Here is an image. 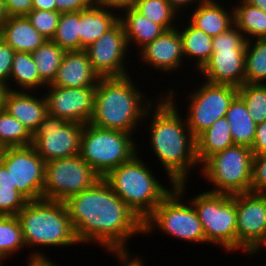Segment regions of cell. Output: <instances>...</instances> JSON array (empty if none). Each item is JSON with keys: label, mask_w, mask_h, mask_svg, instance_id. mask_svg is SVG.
<instances>
[{"label": "cell", "mask_w": 266, "mask_h": 266, "mask_svg": "<svg viewBox=\"0 0 266 266\" xmlns=\"http://www.w3.org/2000/svg\"><path fill=\"white\" fill-rule=\"evenodd\" d=\"M64 203L76 237L83 246L128 248L134 235H144L143 221L103 178Z\"/></svg>", "instance_id": "cell-1"}, {"label": "cell", "mask_w": 266, "mask_h": 266, "mask_svg": "<svg viewBox=\"0 0 266 266\" xmlns=\"http://www.w3.org/2000/svg\"><path fill=\"white\" fill-rule=\"evenodd\" d=\"M169 88L157 94L158 99L146 112L143 126L147 125L145 128L148 130L145 131L150 132L147 137H150L149 148L163 167L169 187H175L178 183L190 181L189 174L196 168L200 170V165L196 157L195 138L177 106L178 93Z\"/></svg>", "instance_id": "cell-2"}, {"label": "cell", "mask_w": 266, "mask_h": 266, "mask_svg": "<svg viewBox=\"0 0 266 266\" xmlns=\"http://www.w3.org/2000/svg\"><path fill=\"white\" fill-rule=\"evenodd\" d=\"M130 75L101 77L98 80L90 124L134 135L138 129L143 128L141 126L146 112L158 98L149 99V93L146 95V91L142 92L136 81H133L136 78Z\"/></svg>", "instance_id": "cell-3"}, {"label": "cell", "mask_w": 266, "mask_h": 266, "mask_svg": "<svg viewBox=\"0 0 266 266\" xmlns=\"http://www.w3.org/2000/svg\"><path fill=\"white\" fill-rule=\"evenodd\" d=\"M17 217L21 224L26 248H31V253L29 250V256H26L28 261L50 259L42 247L46 249L50 246L65 248L81 245L64 202L47 199L28 201L18 212ZM40 246L43 250L38 249Z\"/></svg>", "instance_id": "cell-4"}, {"label": "cell", "mask_w": 266, "mask_h": 266, "mask_svg": "<svg viewBox=\"0 0 266 266\" xmlns=\"http://www.w3.org/2000/svg\"><path fill=\"white\" fill-rule=\"evenodd\" d=\"M140 152L119 167L110 170L103 179L114 193L144 221L156 206L173 190L153 175V167L140 157ZM142 157V158H141Z\"/></svg>", "instance_id": "cell-5"}, {"label": "cell", "mask_w": 266, "mask_h": 266, "mask_svg": "<svg viewBox=\"0 0 266 266\" xmlns=\"http://www.w3.org/2000/svg\"><path fill=\"white\" fill-rule=\"evenodd\" d=\"M187 182L176 184L173 190L143 221V234L160 233L179 241L207 244L202 224L193 204L186 200ZM186 190V191H185ZM184 199L186 202H184ZM155 231V232H154Z\"/></svg>", "instance_id": "cell-6"}, {"label": "cell", "mask_w": 266, "mask_h": 266, "mask_svg": "<svg viewBox=\"0 0 266 266\" xmlns=\"http://www.w3.org/2000/svg\"><path fill=\"white\" fill-rule=\"evenodd\" d=\"M134 134L84 124L79 155L103 178L110 170L130 160L140 150ZM136 141V143H135Z\"/></svg>", "instance_id": "cell-7"}, {"label": "cell", "mask_w": 266, "mask_h": 266, "mask_svg": "<svg viewBox=\"0 0 266 266\" xmlns=\"http://www.w3.org/2000/svg\"><path fill=\"white\" fill-rule=\"evenodd\" d=\"M253 157L250 147L234 144L210 156L198 174L208 185H214L209 192L230 195L251 192Z\"/></svg>", "instance_id": "cell-8"}, {"label": "cell", "mask_w": 266, "mask_h": 266, "mask_svg": "<svg viewBox=\"0 0 266 266\" xmlns=\"http://www.w3.org/2000/svg\"><path fill=\"white\" fill-rule=\"evenodd\" d=\"M194 196L187 199L197 212L207 244L223 248L226 254L236 252L237 212L232 195L201 191Z\"/></svg>", "instance_id": "cell-9"}, {"label": "cell", "mask_w": 266, "mask_h": 266, "mask_svg": "<svg viewBox=\"0 0 266 266\" xmlns=\"http://www.w3.org/2000/svg\"><path fill=\"white\" fill-rule=\"evenodd\" d=\"M246 45L245 36L235 25L213 37V54L196 77L213 84L239 88L245 78Z\"/></svg>", "instance_id": "cell-10"}, {"label": "cell", "mask_w": 266, "mask_h": 266, "mask_svg": "<svg viewBox=\"0 0 266 266\" xmlns=\"http://www.w3.org/2000/svg\"><path fill=\"white\" fill-rule=\"evenodd\" d=\"M200 81L203 82L196 85L195 91L192 89L186 94L188 109L183 114L195 139L219 118L225 117L238 95V88L234 86L213 84L201 78Z\"/></svg>", "instance_id": "cell-11"}, {"label": "cell", "mask_w": 266, "mask_h": 266, "mask_svg": "<svg viewBox=\"0 0 266 266\" xmlns=\"http://www.w3.org/2000/svg\"><path fill=\"white\" fill-rule=\"evenodd\" d=\"M100 178L79 154L47 161L42 199L64 202L90 188Z\"/></svg>", "instance_id": "cell-12"}, {"label": "cell", "mask_w": 266, "mask_h": 266, "mask_svg": "<svg viewBox=\"0 0 266 266\" xmlns=\"http://www.w3.org/2000/svg\"><path fill=\"white\" fill-rule=\"evenodd\" d=\"M232 198L237 212L236 252L249 258L260 255L266 246V194L247 192Z\"/></svg>", "instance_id": "cell-13"}, {"label": "cell", "mask_w": 266, "mask_h": 266, "mask_svg": "<svg viewBox=\"0 0 266 266\" xmlns=\"http://www.w3.org/2000/svg\"><path fill=\"white\" fill-rule=\"evenodd\" d=\"M0 161L10 172L13 189L28 201L42 199L45 161L32 145L4 148Z\"/></svg>", "instance_id": "cell-14"}, {"label": "cell", "mask_w": 266, "mask_h": 266, "mask_svg": "<svg viewBox=\"0 0 266 266\" xmlns=\"http://www.w3.org/2000/svg\"><path fill=\"white\" fill-rule=\"evenodd\" d=\"M84 124L47 114L33 135L32 146L45 162L79 154Z\"/></svg>", "instance_id": "cell-15"}, {"label": "cell", "mask_w": 266, "mask_h": 266, "mask_svg": "<svg viewBox=\"0 0 266 266\" xmlns=\"http://www.w3.org/2000/svg\"><path fill=\"white\" fill-rule=\"evenodd\" d=\"M84 50L93 70L100 78L122 77L131 73L127 62H130L128 54H131V50L128 48L125 30L120 20Z\"/></svg>", "instance_id": "cell-16"}, {"label": "cell", "mask_w": 266, "mask_h": 266, "mask_svg": "<svg viewBox=\"0 0 266 266\" xmlns=\"http://www.w3.org/2000/svg\"><path fill=\"white\" fill-rule=\"evenodd\" d=\"M46 88L44 96L48 114L79 124L90 123L94 113L96 86Z\"/></svg>", "instance_id": "cell-17"}, {"label": "cell", "mask_w": 266, "mask_h": 266, "mask_svg": "<svg viewBox=\"0 0 266 266\" xmlns=\"http://www.w3.org/2000/svg\"><path fill=\"white\" fill-rule=\"evenodd\" d=\"M137 53V56H139L138 64L143 63L148 68L151 67L154 71H159V73L165 72L168 74V72L178 73L179 71L182 74L180 71L186 64L184 62L182 40L177 27L164 31Z\"/></svg>", "instance_id": "cell-18"}, {"label": "cell", "mask_w": 266, "mask_h": 266, "mask_svg": "<svg viewBox=\"0 0 266 266\" xmlns=\"http://www.w3.org/2000/svg\"><path fill=\"white\" fill-rule=\"evenodd\" d=\"M36 93H39L40 97ZM43 94L38 91L31 93L8 90L5 96L4 109L21 122L32 135L48 114L47 101Z\"/></svg>", "instance_id": "cell-19"}, {"label": "cell", "mask_w": 266, "mask_h": 266, "mask_svg": "<svg viewBox=\"0 0 266 266\" xmlns=\"http://www.w3.org/2000/svg\"><path fill=\"white\" fill-rule=\"evenodd\" d=\"M99 79L85 50L66 51L53 82L47 86L89 87L96 86Z\"/></svg>", "instance_id": "cell-20"}, {"label": "cell", "mask_w": 266, "mask_h": 266, "mask_svg": "<svg viewBox=\"0 0 266 266\" xmlns=\"http://www.w3.org/2000/svg\"><path fill=\"white\" fill-rule=\"evenodd\" d=\"M221 3H220V2ZM205 0L188 11V21L211 37L227 31L234 25L233 5H222L223 0ZM226 6V7H224ZM227 6H230V8ZM190 13V14H189Z\"/></svg>", "instance_id": "cell-21"}, {"label": "cell", "mask_w": 266, "mask_h": 266, "mask_svg": "<svg viewBox=\"0 0 266 266\" xmlns=\"http://www.w3.org/2000/svg\"><path fill=\"white\" fill-rule=\"evenodd\" d=\"M0 38L15 52L32 53L45 39L26 16H10L0 25Z\"/></svg>", "instance_id": "cell-22"}, {"label": "cell", "mask_w": 266, "mask_h": 266, "mask_svg": "<svg viewBox=\"0 0 266 266\" xmlns=\"http://www.w3.org/2000/svg\"><path fill=\"white\" fill-rule=\"evenodd\" d=\"M180 18L178 21L180 23H178L179 25L177 24V28L182 40L184 57L185 59H187V61H190L191 63L193 62V66L191 67H193V71L196 70L195 72L197 74L213 54V37L207 35L204 31L194 27L187 20V15L184 16L185 20L184 18L182 19V17ZM181 21L186 22L184 23Z\"/></svg>", "instance_id": "cell-23"}, {"label": "cell", "mask_w": 266, "mask_h": 266, "mask_svg": "<svg viewBox=\"0 0 266 266\" xmlns=\"http://www.w3.org/2000/svg\"><path fill=\"white\" fill-rule=\"evenodd\" d=\"M119 21V13L96 5L80 12V50L110 30Z\"/></svg>", "instance_id": "cell-24"}, {"label": "cell", "mask_w": 266, "mask_h": 266, "mask_svg": "<svg viewBox=\"0 0 266 266\" xmlns=\"http://www.w3.org/2000/svg\"><path fill=\"white\" fill-rule=\"evenodd\" d=\"M119 20L123 24L129 50L137 46L138 52L147 43L152 42L165 30L147 17L141 15L133 7L123 10L119 14Z\"/></svg>", "instance_id": "cell-25"}, {"label": "cell", "mask_w": 266, "mask_h": 266, "mask_svg": "<svg viewBox=\"0 0 266 266\" xmlns=\"http://www.w3.org/2000/svg\"><path fill=\"white\" fill-rule=\"evenodd\" d=\"M196 157L201 166L210 156L234 145L226 117L219 118L196 139Z\"/></svg>", "instance_id": "cell-26"}, {"label": "cell", "mask_w": 266, "mask_h": 266, "mask_svg": "<svg viewBox=\"0 0 266 266\" xmlns=\"http://www.w3.org/2000/svg\"><path fill=\"white\" fill-rule=\"evenodd\" d=\"M12 85L14 88H12ZM46 86L40 79L32 54L30 52H15L8 81V90L35 92L38 89L40 92L41 90L44 92L42 88Z\"/></svg>", "instance_id": "cell-27"}, {"label": "cell", "mask_w": 266, "mask_h": 266, "mask_svg": "<svg viewBox=\"0 0 266 266\" xmlns=\"http://www.w3.org/2000/svg\"><path fill=\"white\" fill-rule=\"evenodd\" d=\"M225 117L230 125L234 144L251 148L254 142L257 124L239 95L232 101Z\"/></svg>", "instance_id": "cell-28"}, {"label": "cell", "mask_w": 266, "mask_h": 266, "mask_svg": "<svg viewBox=\"0 0 266 266\" xmlns=\"http://www.w3.org/2000/svg\"><path fill=\"white\" fill-rule=\"evenodd\" d=\"M232 3L234 25L243 33L246 40L266 38V13L245 0H235L236 4Z\"/></svg>", "instance_id": "cell-29"}, {"label": "cell", "mask_w": 266, "mask_h": 266, "mask_svg": "<svg viewBox=\"0 0 266 266\" xmlns=\"http://www.w3.org/2000/svg\"><path fill=\"white\" fill-rule=\"evenodd\" d=\"M65 52V50L52 40H46L31 53L36 63L40 79L46 85H50L53 82Z\"/></svg>", "instance_id": "cell-30"}, {"label": "cell", "mask_w": 266, "mask_h": 266, "mask_svg": "<svg viewBox=\"0 0 266 266\" xmlns=\"http://www.w3.org/2000/svg\"><path fill=\"white\" fill-rule=\"evenodd\" d=\"M266 84V38L247 41L244 83Z\"/></svg>", "instance_id": "cell-31"}, {"label": "cell", "mask_w": 266, "mask_h": 266, "mask_svg": "<svg viewBox=\"0 0 266 266\" xmlns=\"http://www.w3.org/2000/svg\"><path fill=\"white\" fill-rule=\"evenodd\" d=\"M24 248L26 244L18 217L0 215V258L5 262Z\"/></svg>", "instance_id": "cell-32"}, {"label": "cell", "mask_w": 266, "mask_h": 266, "mask_svg": "<svg viewBox=\"0 0 266 266\" xmlns=\"http://www.w3.org/2000/svg\"><path fill=\"white\" fill-rule=\"evenodd\" d=\"M133 8L165 31L176 28L181 17L166 0H136Z\"/></svg>", "instance_id": "cell-33"}, {"label": "cell", "mask_w": 266, "mask_h": 266, "mask_svg": "<svg viewBox=\"0 0 266 266\" xmlns=\"http://www.w3.org/2000/svg\"><path fill=\"white\" fill-rule=\"evenodd\" d=\"M33 135L5 109L0 110V147H23L32 145Z\"/></svg>", "instance_id": "cell-34"}, {"label": "cell", "mask_w": 266, "mask_h": 266, "mask_svg": "<svg viewBox=\"0 0 266 266\" xmlns=\"http://www.w3.org/2000/svg\"><path fill=\"white\" fill-rule=\"evenodd\" d=\"M80 12L61 13L52 41L65 51H80Z\"/></svg>", "instance_id": "cell-35"}, {"label": "cell", "mask_w": 266, "mask_h": 266, "mask_svg": "<svg viewBox=\"0 0 266 266\" xmlns=\"http://www.w3.org/2000/svg\"><path fill=\"white\" fill-rule=\"evenodd\" d=\"M238 95L247 106L256 124L266 120V84L244 83L238 88Z\"/></svg>", "instance_id": "cell-36"}, {"label": "cell", "mask_w": 266, "mask_h": 266, "mask_svg": "<svg viewBox=\"0 0 266 266\" xmlns=\"http://www.w3.org/2000/svg\"><path fill=\"white\" fill-rule=\"evenodd\" d=\"M26 17L45 39L52 40L60 19L58 11L32 9Z\"/></svg>", "instance_id": "cell-37"}, {"label": "cell", "mask_w": 266, "mask_h": 266, "mask_svg": "<svg viewBox=\"0 0 266 266\" xmlns=\"http://www.w3.org/2000/svg\"><path fill=\"white\" fill-rule=\"evenodd\" d=\"M28 200L13 188H0V215L17 216Z\"/></svg>", "instance_id": "cell-38"}, {"label": "cell", "mask_w": 266, "mask_h": 266, "mask_svg": "<svg viewBox=\"0 0 266 266\" xmlns=\"http://www.w3.org/2000/svg\"><path fill=\"white\" fill-rule=\"evenodd\" d=\"M251 192L266 193V154L253 157Z\"/></svg>", "instance_id": "cell-39"}, {"label": "cell", "mask_w": 266, "mask_h": 266, "mask_svg": "<svg viewBox=\"0 0 266 266\" xmlns=\"http://www.w3.org/2000/svg\"><path fill=\"white\" fill-rule=\"evenodd\" d=\"M15 51L0 38V81L7 84L11 74Z\"/></svg>", "instance_id": "cell-40"}, {"label": "cell", "mask_w": 266, "mask_h": 266, "mask_svg": "<svg viewBox=\"0 0 266 266\" xmlns=\"http://www.w3.org/2000/svg\"><path fill=\"white\" fill-rule=\"evenodd\" d=\"M105 250L107 253H110V255H113L118 262H120V266H146L144 265L145 261L142 260L143 258L137 255H134L133 257V254L129 252V248H107L104 249V251Z\"/></svg>", "instance_id": "cell-41"}, {"label": "cell", "mask_w": 266, "mask_h": 266, "mask_svg": "<svg viewBox=\"0 0 266 266\" xmlns=\"http://www.w3.org/2000/svg\"><path fill=\"white\" fill-rule=\"evenodd\" d=\"M56 11L61 13L81 12L94 6V0H55Z\"/></svg>", "instance_id": "cell-42"}, {"label": "cell", "mask_w": 266, "mask_h": 266, "mask_svg": "<svg viewBox=\"0 0 266 266\" xmlns=\"http://www.w3.org/2000/svg\"><path fill=\"white\" fill-rule=\"evenodd\" d=\"M10 16H26L32 10V0H5Z\"/></svg>", "instance_id": "cell-43"}, {"label": "cell", "mask_w": 266, "mask_h": 266, "mask_svg": "<svg viewBox=\"0 0 266 266\" xmlns=\"http://www.w3.org/2000/svg\"><path fill=\"white\" fill-rule=\"evenodd\" d=\"M251 150L254 155L266 154V120L263 123L257 124Z\"/></svg>", "instance_id": "cell-44"}, {"label": "cell", "mask_w": 266, "mask_h": 266, "mask_svg": "<svg viewBox=\"0 0 266 266\" xmlns=\"http://www.w3.org/2000/svg\"><path fill=\"white\" fill-rule=\"evenodd\" d=\"M136 0H94V4L98 7L109 8L119 14L130 7L134 6Z\"/></svg>", "instance_id": "cell-45"}, {"label": "cell", "mask_w": 266, "mask_h": 266, "mask_svg": "<svg viewBox=\"0 0 266 266\" xmlns=\"http://www.w3.org/2000/svg\"><path fill=\"white\" fill-rule=\"evenodd\" d=\"M168 4L180 15L185 16L187 11L193 9L197 4L205 0H166ZM189 7V8H188ZM184 12V14H183ZM186 12V13H185ZM181 13V14H180ZM183 14V15H182Z\"/></svg>", "instance_id": "cell-46"}, {"label": "cell", "mask_w": 266, "mask_h": 266, "mask_svg": "<svg viewBox=\"0 0 266 266\" xmlns=\"http://www.w3.org/2000/svg\"><path fill=\"white\" fill-rule=\"evenodd\" d=\"M32 9L55 11V0H32Z\"/></svg>", "instance_id": "cell-47"}, {"label": "cell", "mask_w": 266, "mask_h": 266, "mask_svg": "<svg viewBox=\"0 0 266 266\" xmlns=\"http://www.w3.org/2000/svg\"><path fill=\"white\" fill-rule=\"evenodd\" d=\"M0 188H13L11 186L10 172L0 161Z\"/></svg>", "instance_id": "cell-48"}, {"label": "cell", "mask_w": 266, "mask_h": 266, "mask_svg": "<svg viewBox=\"0 0 266 266\" xmlns=\"http://www.w3.org/2000/svg\"><path fill=\"white\" fill-rule=\"evenodd\" d=\"M56 261L50 259H32L27 261L26 266H58L59 264H55Z\"/></svg>", "instance_id": "cell-49"}, {"label": "cell", "mask_w": 266, "mask_h": 266, "mask_svg": "<svg viewBox=\"0 0 266 266\" xmlns=\"http://www.w3.org/2000/svg\"><path fill=\"white\" fill-rule=\"evenodd\" d=\"M7 91V84L0 81V110L4 109V102Z\"/></svg>", "instance_id": "cell-50"}, {"label": "cell", "mask_w": 266, "mask_h": 266, "mask_svg": "<svg viewBox=\"0 0 266 266\" xmlns=\"http://www.w3.org/2000/svg\"><path fill=\"white\" fill-rule=\"evenodd\" d=\"M250 5L259 8L266 13V0H245Z\"/></svg>", "instance_id": "cell-51"}, {"label": "cell", "mask_w": 266, "mask_h": 266, "mask_svg": "<svg viewBox=\"0 0 266 266\" xmlns=\"http://www.w3.org/2000/svg\"><path fill=\"white\" fill-rule=\"evenodd\" d=\"M9 17L5 0H0V25Z\"/></svg>", "instance_id": "cell-52"}, {"label": "cell", "mask_w": 266, "mask_h": 266, "mask_svg": "<svg viewBox=\"0 0 266 266\" xmlns=\"http://www.w3.org/2000/svg\"><path fill=\"white\" fill-rule=\"evenodd\" d=\"M0 266H5V262L0 258Z\"/></svg>", "instance_id": "cell-53"}]
</instances>
